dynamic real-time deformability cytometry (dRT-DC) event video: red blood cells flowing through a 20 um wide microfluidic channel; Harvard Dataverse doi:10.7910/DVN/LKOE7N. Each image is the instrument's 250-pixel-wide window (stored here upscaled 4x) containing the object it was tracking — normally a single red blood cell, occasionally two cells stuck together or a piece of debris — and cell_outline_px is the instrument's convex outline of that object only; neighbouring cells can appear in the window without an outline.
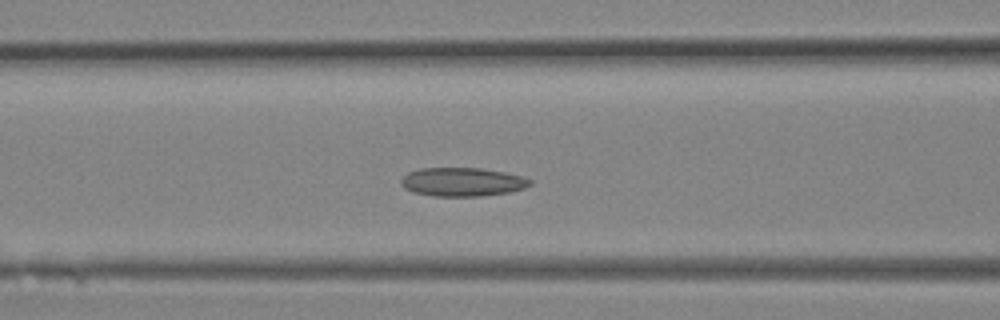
{"species": "Egyptian fruit bat (a non-hibernating species)", "species_latin": "Rousettus aegyptiacus", "temperature_condition": "room temperature", "stored_images_in_passage": 15, "camera_frame_rate_fps": 3000, "um_per_image_px": 0.085, "animal": {"sex": "female"}, "frame": {"image": 1, "passage_image": 11, "time_ms": 3.333, "image_size_px": [1000, 320], "cell_outline_px": [[532, 184], [524, 188], [508, 192], [480, 196], [432, 196], [416, 192], [404, 188], [400, 184], [400, 180], [408, 172], [420, 168], [480, 168], [504, 172], [524, 176], [532, 180]], "centroid_in_image_um": [39.31, 15.46], "position_along_channel_um": 127.3, "area_um2": 21.56}}
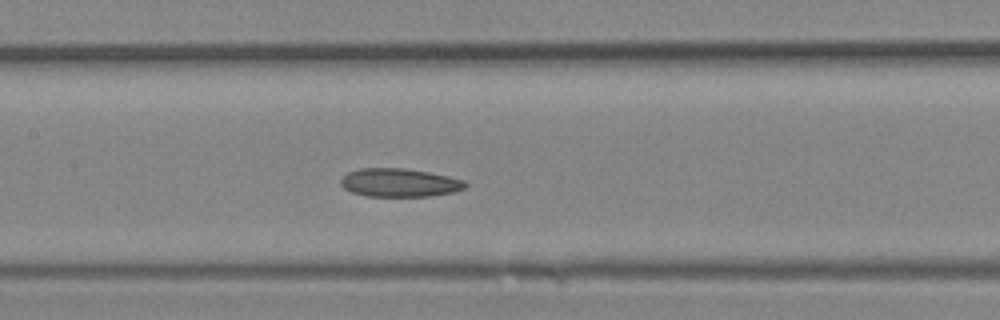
{"frame": {"image": 2, "passage_image": 13, "time_ms": 4.0, "image_size_px": [1000, 320], "cell_outline_px": [[468, 184], [464, 188], [452, 192], [432, 196], [368, 196], [352, 192], [344, 188], [340, 184], [340, 180], [348, 172], [360, 168], [404, 168], [428, 172], [448, 176], [464, 180]], "centroid_in_image_um": [33.95, 15.52], "position_along_channel_um": 173.5, "area_um2": 20.52}}
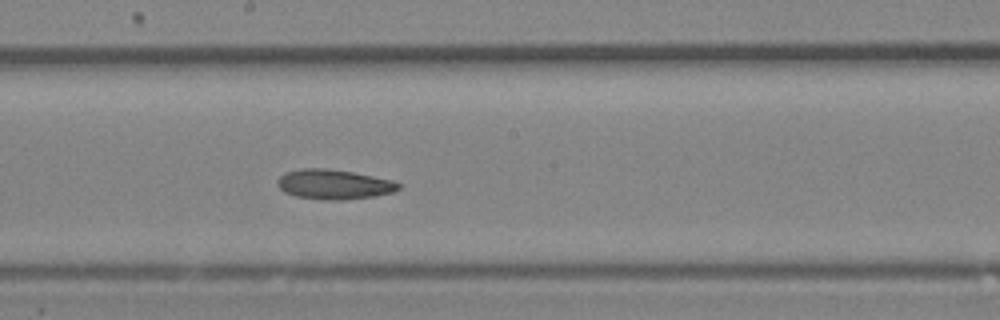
{"frame": {"image": 3, "passage_image": 15, "time_ms": 4.667, "image_size_px": [1000, 320], "cell_outline_px": [[400, 188], [396, 192], [372, 196], [340, 200], [324, 200], [296, 196], [284, 192], [276, 184], [276, 180], [284, 172], [300, 168], [328, 168], [352, 172], [392, 180], [400, 184]], "centroid_in_image_um": [28.35, 15.66], "position_along_channel_um": 219.9, "area_um2": 21.1}}